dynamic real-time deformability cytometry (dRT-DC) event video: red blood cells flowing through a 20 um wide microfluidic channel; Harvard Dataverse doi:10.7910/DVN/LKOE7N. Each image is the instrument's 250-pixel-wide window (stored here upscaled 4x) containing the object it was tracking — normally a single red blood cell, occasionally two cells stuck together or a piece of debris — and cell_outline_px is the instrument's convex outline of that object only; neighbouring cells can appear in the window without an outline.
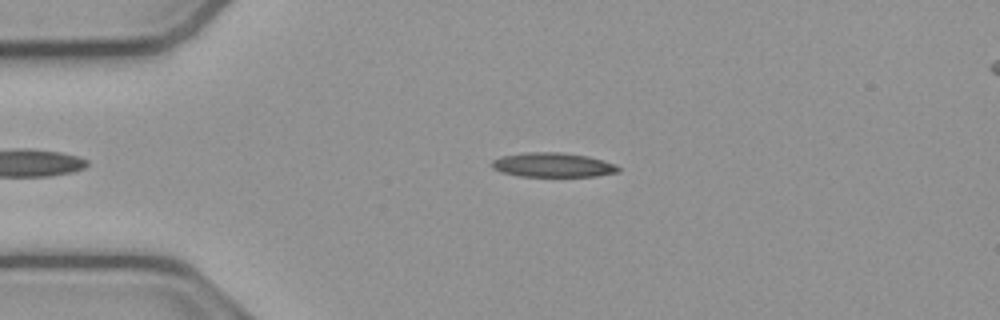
{"species": "common noctule bat (a hibernating species)", "species_latin": "Nyctalus noctula", "temperature_condition": "cold", "stored_images_in_passage": 45, "camera_frame_rate_fps": 3000, "um_per_image_px": 0.085, "animal": {"sex": "male", "body_mass_g": 23.1, "forearm_length_mm": 52.7}, "frame": {"image": 1, "passage_image": 11, "time_ms": 3.333, "image_size_px": [1000, 320], "cell_outline_px": [[620, 172], [596, 176], [520, 176], [500, 172], [492, 168], [492, 160], [500, 156], [528, 152], [560, 152], [588, 156], [604, 160], [616, 164], [620, 168]], "centroid_in_image_um": [47.01, 14.02], "position_along_channel_um": 38.0, "area_um2": 18.09}}
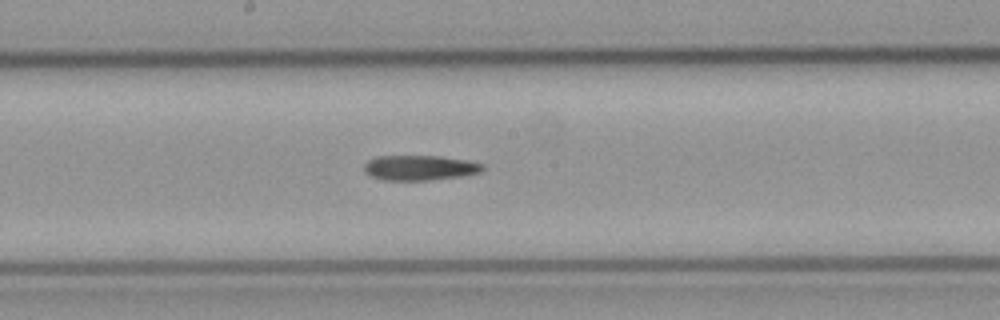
{"frame": {"image": 2, "passage_image": 27, "time_ms": 8.667, "image_size_px": [1000, 320], "cell_outline_px": [[484, 168], [480, 172], [460, 176], [428, 180], [380, 180], [364, 172], [364, 164], [368, 160], [376, 156], [440, 156], [468, 160], [484, 164]], "centroid_in_image_um": [35.66, 14.25], "position_along_channel_um": 212.5, "area_um2": 17.34}}
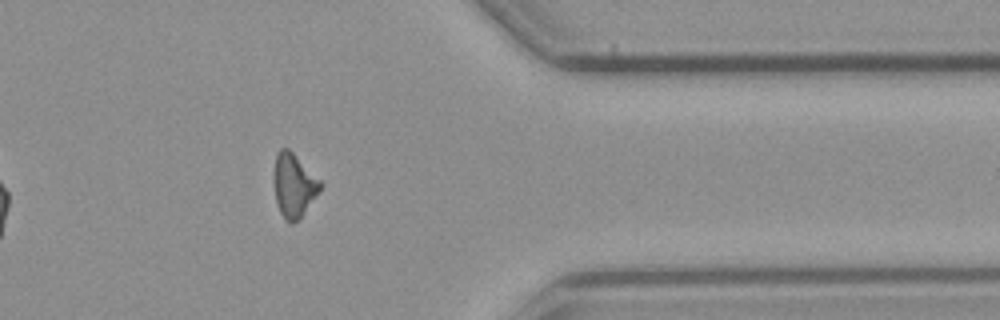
{"frame": {"image": 3, "passage_image": 42, "time_ms": 13.667, "image_size_px": [1000, 320], "cell_outline_px": [[324, 184], [320, 192], [300, 220], [292, 224], [284, 220], [280, 212], [276, 200], [272, 176], [276, 152], [280, 148], [288, 148]], "centroid_in_image_um": [24.97, 15.78], "position_along_channel_um": 386.4, "area_um2": 17.69}}